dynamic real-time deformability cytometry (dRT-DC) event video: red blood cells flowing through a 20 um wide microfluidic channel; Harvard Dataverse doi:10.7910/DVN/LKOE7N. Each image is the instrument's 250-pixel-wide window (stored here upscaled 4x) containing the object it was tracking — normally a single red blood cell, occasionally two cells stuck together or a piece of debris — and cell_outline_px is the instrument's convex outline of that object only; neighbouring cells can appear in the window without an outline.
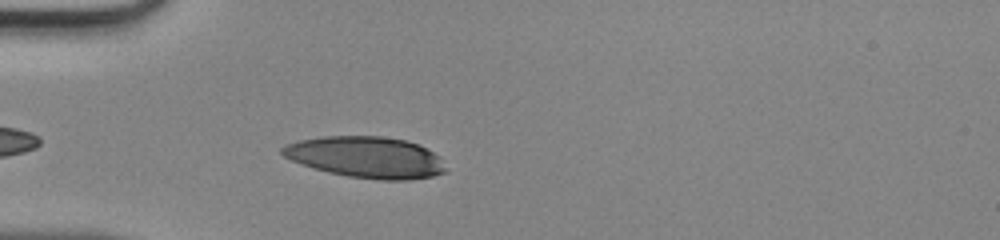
{"species": "human", "species_latin": "Homo sapiens", "temperature_condition": "room temperature", "stored_images_in_passage": 31, "camera_frame_rate_fps": 3000, "um_per_image_px": 0.085, "donor": {"sex": "male"}, "frame": {"image": 1, "passage_image": 1, "time_ms": 0.0, "image_size_px": [1000, 240], "cell_outline_px": [[448, 168], [444, 172], [432, 176], [408, 180], [380, 180], [348, 176], [328, 172], [312, 168], [300, 164], [284, 156], [280, 152], [280, 148], [284, 144], [300, 140], [320, 136], [380, 136], [404, 140], [420, 144], [440, 156]], "centroid_in_image_um": [31.12, 13.36], "position_along_channel_um": 53.9, "area_um2": 39.65}}
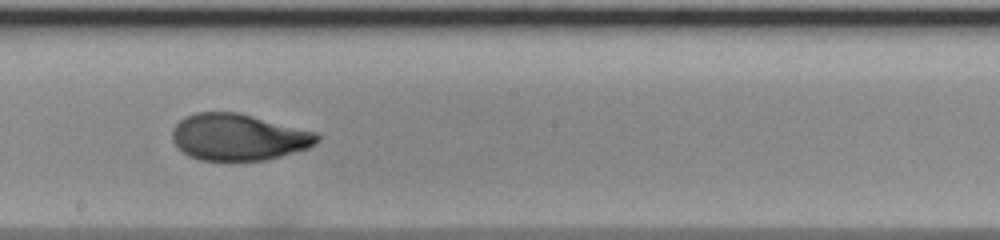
{"frame": {"image": 2, "passage_image": 14, "time_ms": 4.333, "image_size_px": [1000, 240], "cell_outline_px": [[320, 140], [316, 144], [308, 148], [280, 156], [264, 160], [200, 160], [188, 156], [172, 140], [172, 128], [184, 116], [196, 112], [236, 112], [316, 132], [320, 136]], "centroid_in_image_um": [20.25, 11.65], "position_along_channel_um": 227.9, "area_um2": 39.13}}
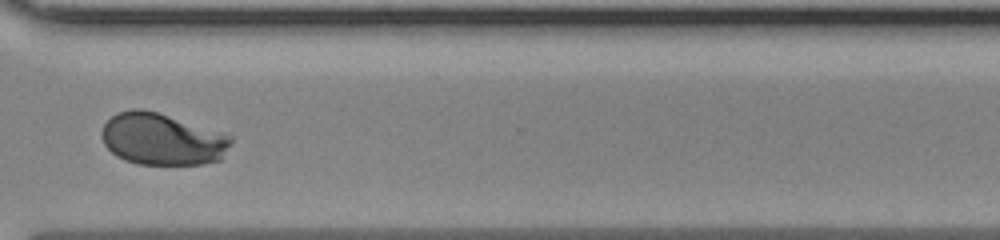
{"frame": {"image": 3, "passage_image": 23, "time_ms": 7.333, "image_size_px": [1000, 240], "cell_outline_px": [[232, 140], [220, 160], [200, 164], [136, 164], [124, 160], [116, 156], [104, 144], [100, 132], [104, 124], [116, 112], [132, 108], [140, 108], [156, 112], [220, 132], [232, 136]], "centroid_in_image_um": [13.73, 11.83], "position_along_channel_um": 356.9, "area_um2": 38.78}}